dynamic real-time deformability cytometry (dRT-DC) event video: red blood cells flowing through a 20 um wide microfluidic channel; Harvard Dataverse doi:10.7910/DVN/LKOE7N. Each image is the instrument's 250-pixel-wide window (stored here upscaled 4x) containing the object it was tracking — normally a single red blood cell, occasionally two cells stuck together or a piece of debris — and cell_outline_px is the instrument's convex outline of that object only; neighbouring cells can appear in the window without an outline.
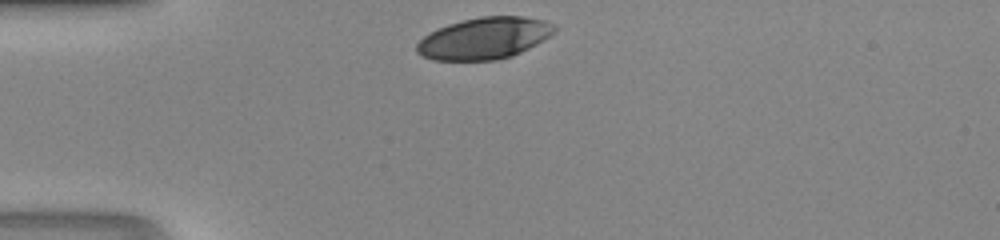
{"species": "human", "species_latin": "Homo sapiens", "temperature_condition": "room temperature", "stored_images_in_passage": 27, "camera_frame_rate_fps": 3000, "um_per_image_px": 0.085, "donor": {"sex": "male"}, "frame": {"image": 1, "passage_image": 1, "time_ms": 0.0, "image_size_px": [1000, 240], "cell_outline_px": [[556, 28], [548, 36], [536, 44], [512, 56], [496, 60], [432, 60], [420, 56], [416, 52], [416, 44], [428, 32], [448, 24], [480, 16], [524, 16], [544, 20], [552, 24]], "centroid_in_image_um": [41.11, 3.25], "position_along_channel_um": 43.9, "area_um2": 33.35}}
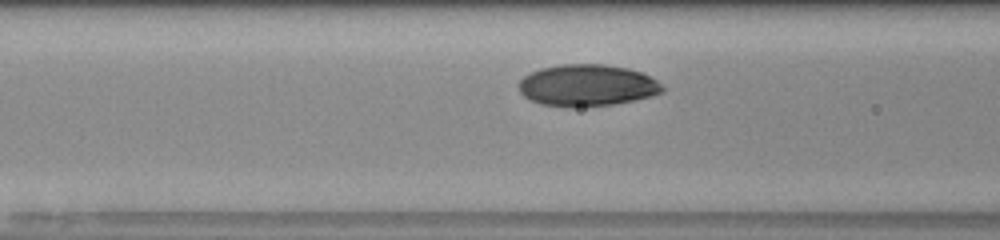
{"frame": {"image": 2, "passage_image": 8, "time_ms": 2.333, "image_size_px": [1000, 240], "cell_outline_px": [[664, 92], [652, 96], [636, 100], [612, 104], [572, 108], [568, 108], [540, 104], [524, 96], [520, 92], [520, 80], [524, 76], [540, 68], [560, 64], [604, 64], [628, 68], [640, 72], [656, 80], [664, 88]], "centroid_in_image_um": [49.91, 7.26], "position_along_channel_um": 116.7, "area_um2": 35.03}}
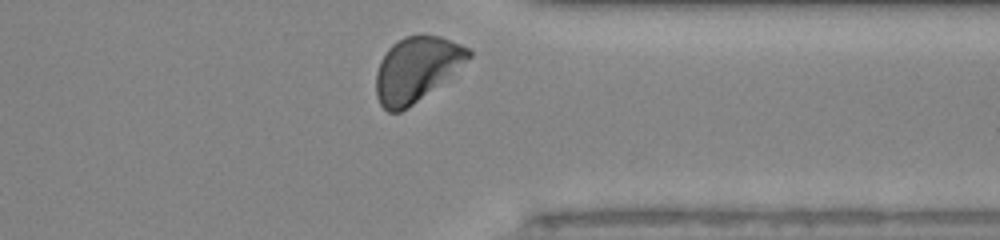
{"frame": {"image": 3, "passage_image": 26, "time_ms": 8.333, "image_size_px": [1000, 240], "cell_outline_px": [[472, 56], [468, 60], [408, 108], [400, 112], [388, 112], [380, 104], [376, 96], [376, 72], [380, 60], [388, 48], [392, 44], [404, 36], [440, 36], [460, 44], [468, 48], [472, 52]], "centroid_in_image_um": [35.36, 5.88], "position_along_channel_um": 376.0, "area_um2": 34.22}}